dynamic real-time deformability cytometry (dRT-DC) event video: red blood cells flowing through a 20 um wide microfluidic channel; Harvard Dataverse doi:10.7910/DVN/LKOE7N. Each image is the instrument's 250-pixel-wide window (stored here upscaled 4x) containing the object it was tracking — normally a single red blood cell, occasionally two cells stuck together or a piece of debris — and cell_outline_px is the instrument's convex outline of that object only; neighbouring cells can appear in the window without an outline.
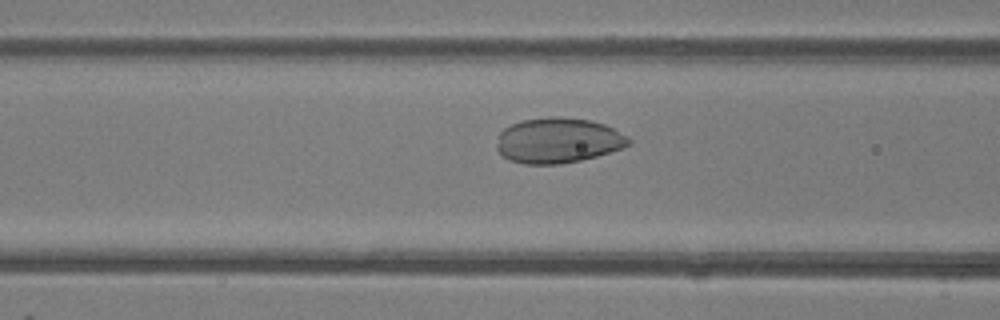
{"species": "common noctule bat (a hibernating species)", "species_latin": "Nyctalus noctula", "temperature_condition": "room temperature", "stored_images_in_passage": 6, "camera_frame_rate_fps": 3000, "um_per_image_px": 0.085, "animal": {"sex": "female"}, "frame": {"image": 1, "passage_image": 4, "time_ms": 1.0, "image_size_px": [1000, 320], "cell_outline_px": [[632, 144], [596, 156], [580, 160], [560, 164], [524, 164], [508, 160], [496, 148], [496, 144], [500, 132], [504, 128], [512, 124], [524, 120], [548, 116], [556, 116], [588, 120], [604, 124], [628, 136], [632, 140]], "centroid_in_image_um": [47.42, 11.94], "position_along_channel_um": 119.2, "area_um2": 34.74}}